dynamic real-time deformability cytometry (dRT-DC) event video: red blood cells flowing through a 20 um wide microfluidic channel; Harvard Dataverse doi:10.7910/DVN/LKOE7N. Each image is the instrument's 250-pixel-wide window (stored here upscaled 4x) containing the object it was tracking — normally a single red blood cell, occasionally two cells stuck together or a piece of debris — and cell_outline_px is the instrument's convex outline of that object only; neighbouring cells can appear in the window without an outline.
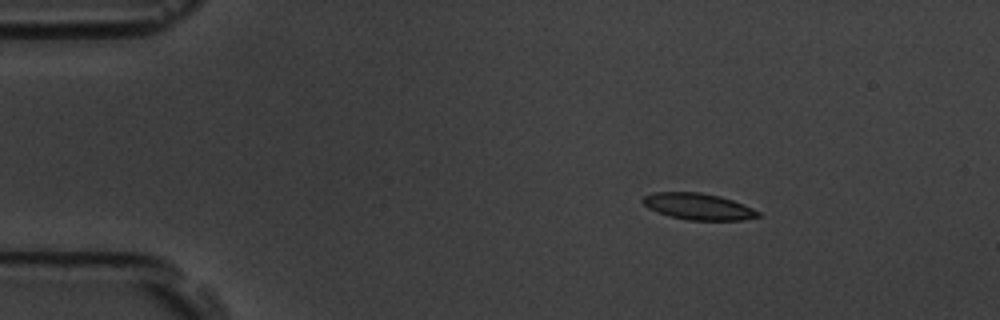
{"species": "common noctule bat (a hibernating species)", "species_latin": "Nyctalus noctula", "temperature_condition": "room temperature", "stored_images_in_passage": 49, "camera_frame_rate_fps": 3000, "um_per_image_px": 0.085, "animal": {"sex": "male", "body_mass_g": 19.5, "forearm_length_mm": 54.6}, "frame": {"image": 1, "passage_image": 1, "time_ms": 0.0, "image_size_px": [1000, 320], "cell_outline_px": [[760, 216], [744, 220], [688, 220], [656, 212], [648, 208], [640, 200], [644, 196], [652, 192], [700, 192], [720, 196], [744, 204], [760, 212]], "centroid_in_image_um": [59.34, 17.54], "position_along_channel_um": 25.7, "area_um2": 17.8}}
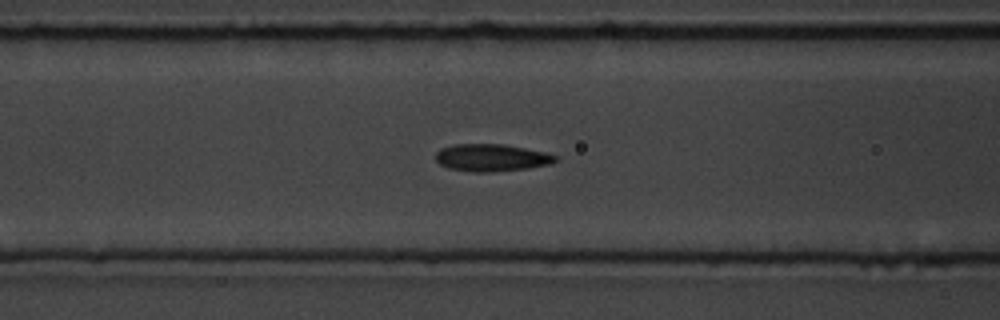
{"frame": {"image": 2, "passage_image": 15, "time_ms": 4.667, "image_size_px": [1000, 320], "cell_outline_px": [[560, 160], [552, 164], [528, 168], [492, 172], [472, 172], [448, 168], [440, 164], [436, 160], [436, 152], [440, 148], [456, 144], [504, 144], [548, 152], [556, 156]], "centroid_in_image_um": [41.82, 13.4], "position_along_channel_um": 124.8, "area_um2": 19.31}}
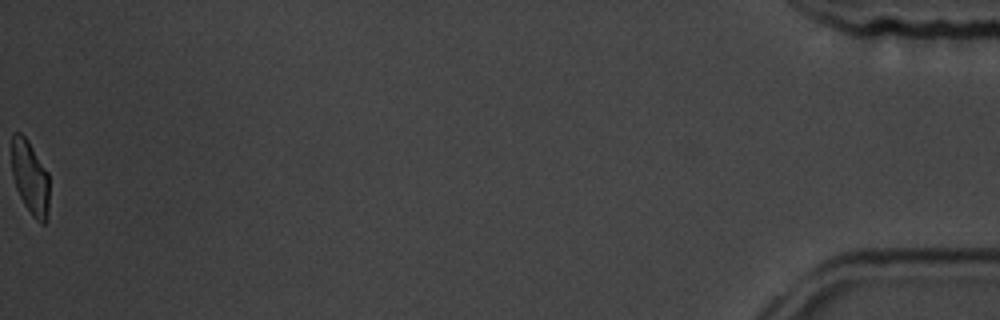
{"frame": {"image": 3, "passage_image": 49, "time_ms": 16.0, "image_size_px": [1000, 320], "cell_outline_px": [[48, 220], [44, 224], [40, 224], [32, 216], [24, 204], [16, 188], [12, 176], [12, 132], [20, 132], [28, 140], [48, 172]], "centroid_in_image_um": [2.56, 15.11], "position_along_channel_um": 432.6, "area_um2": 16.3}, "authors_computed_cell_mechanics": {"area_um2": 18.3804, "velocity_mm_per_s": 3.6306, "shape_relaxation_time_tau1_ms": 3.9399, "shape_relaxation_time_tau2_ms": 1.4276, "deformation_change_tau1": 0.1522, "deformation_change_tau2": 0.0742}}